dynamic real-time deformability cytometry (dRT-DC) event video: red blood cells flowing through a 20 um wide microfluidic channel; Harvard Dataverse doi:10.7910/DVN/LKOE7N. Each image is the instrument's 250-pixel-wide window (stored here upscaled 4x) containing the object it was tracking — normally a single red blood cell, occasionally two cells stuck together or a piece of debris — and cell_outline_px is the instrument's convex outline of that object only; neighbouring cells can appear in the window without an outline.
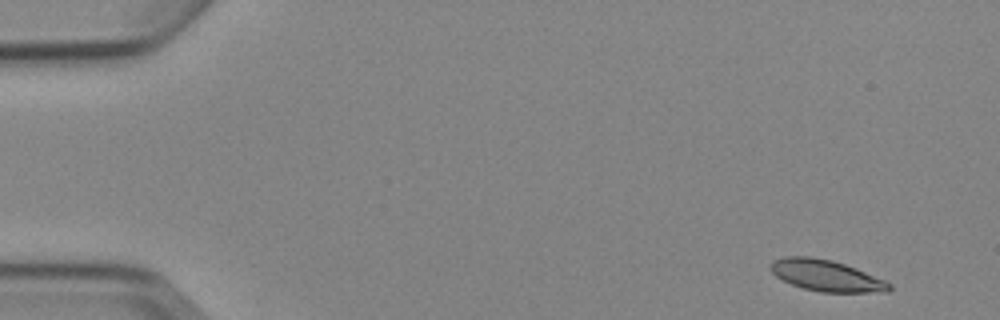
{"species": "Egyptian fruit bat (a non-hibernating species)", "species_latin": "Rousettus aegyptiacus", "temperature_condition": "cold", "stored_images_in_passage": 5, "camera_frame_rate_fps": 3000, "um_per_image_px": 0.085, "animal": {"sex": "female"}, "frame": {"image": 1, "passage_image": 1, "time_ms": 0.0, "image_size_px": [1000, 320], "cell_outline_px": [[892, 288], [888, 292], [820, 292], [804, 288], [792, 284], [776, 276], [768, 268], [772, 260], [784, 256], [808, 256], [832, 260], [856, 268], [884, 280], [892, 284]], "centroid_in_image_um": [70.22, 23.42], "position_along_channel_um": 14.8, "area_um2": 21.62}}
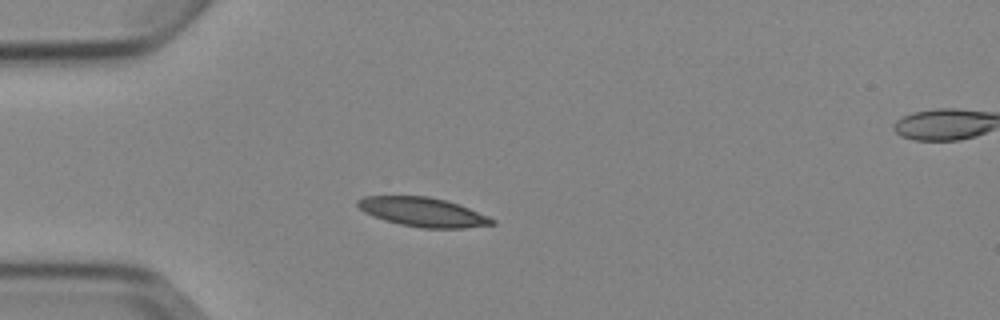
{"frame": {"image": 2, "passage_image": 4, "time_ms": 3.667, "image_size_px": [1000, 320], "cell_outline_px": [[496, 224], [464, 228], [424, 228], [400, 224], [384, 220], [372, 216], [364, 212], [356, 204], [356, 200], [364, 196], [428, 196], [444, 200], [468, 208], [488, 216], [496, 220]], "centroid_in_image_um": [35.92, 18.03], "position_along_channel_um": 49.1, "area_um2": 22.72}}